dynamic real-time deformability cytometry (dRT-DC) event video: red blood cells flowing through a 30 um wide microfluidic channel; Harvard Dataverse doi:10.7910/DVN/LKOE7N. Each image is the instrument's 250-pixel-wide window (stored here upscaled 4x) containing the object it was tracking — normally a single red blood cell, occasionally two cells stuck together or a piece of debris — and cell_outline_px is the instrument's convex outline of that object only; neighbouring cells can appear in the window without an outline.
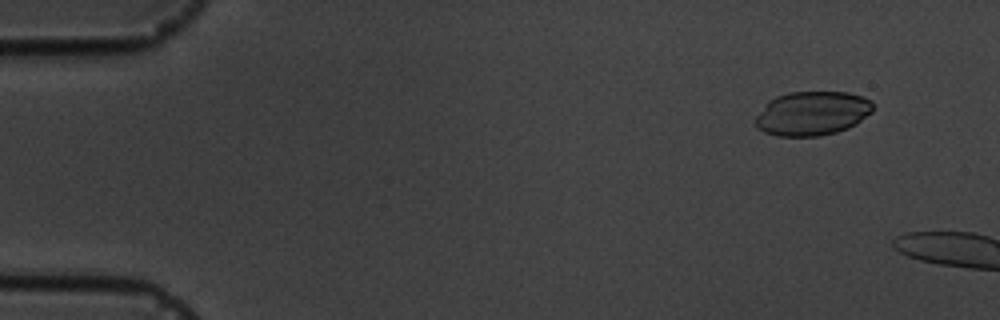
{"species": "common noctule bat (a hibernating species)", "species_latin": "Nyctalus noctula", "temperature_condition": "cold", "stored_images_in_passage": 6, "camera_frame_rate_fps": 3000, "um_per_image_px": 0.085, "animal": {"sex": "male", "body_mass_g": 19.5, "forearm_length_mm": 54.6}, "frame": {"image": 1, "passage_image": 1, "time_ms": 0.0, "image_size_px": [1000, 320], "cell_outline_px": [[872, 112], [856, 124], [848, 128], [836, 132], [820, 136], [776, 136], [764, 132], [756, 128], [756, 116], [776, 96], [788, 92], [848, 92], [860, 96], [868, 100], [872, 104]], "centroid_in_image_um": [69.04, 9.65], "position_along_channel_um": 16.0, "area_um2": 29.94}}